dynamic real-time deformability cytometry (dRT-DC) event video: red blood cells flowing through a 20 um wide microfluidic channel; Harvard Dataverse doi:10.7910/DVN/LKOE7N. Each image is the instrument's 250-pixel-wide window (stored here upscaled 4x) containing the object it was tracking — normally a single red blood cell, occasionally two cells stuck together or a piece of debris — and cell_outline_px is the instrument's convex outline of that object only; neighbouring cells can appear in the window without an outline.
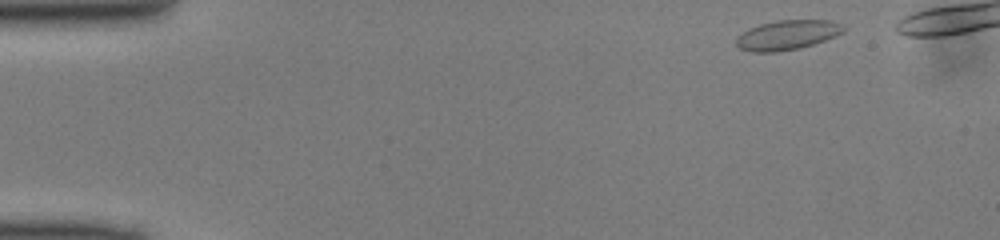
{"species": "common noctule bat (a hibernating species)", "species_latin": "Nyctalus noctula", "temperature_condition": "cold", "stored_images_in_passage": 40, "camera_frame_rate_fps": 3000, "um_per_image_px": 0.085, "animal": {"sex": "male", "body_mass_g": 13.0, "forearm_length_mm": 53.1}, "frame": {"image": 1, "passage_image": 1, "time_ms": 0.0, "image_size_px": [1000, 240], "cell_outline_px": [[844, 32], [836, 36], [800, 48], [776, 52], [752, 52], [740, 48], [736, 44], [736, 36], [748, 28], [760, 24], [776, 20], [832, 20], [844, 24]], "centroid_in_image_um": [66.92, 2.96], "position_along_channel_um": 18.1, "area_um2": 18.67}}
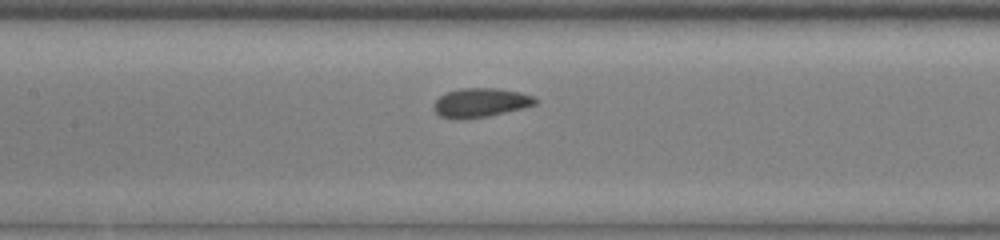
{"frame": {"image": 2, "passage_image": 19, "time_ms": 6.0, "image_size_px": [1000, 240], "cell_outline_px": [[536, 104], [524, 108], [488, 116], [460, 120], [456, 120], [440, 116], [432, 108], [432, 104], [440, 96], [448, 92], [460, 88], [496, 88], [520, 92], [532, 96], [536, 100]], "centroid_in_image_um": [40.81, 8.74], "position_along_channel_um": 166.6, "area_um2": 17.28}}
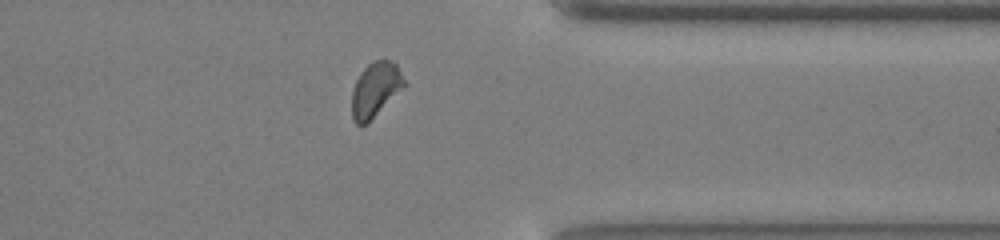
{"frame": {"image": 3, "passage_image": 35, "time_ms": 11.333, "image_size_px": [1000, 240], "cell_outline_px": [[408, 84], [404, 88], [364, 124], [356, 124], [352, 120], [352, 92], [356, 80], [360, 72], [372, 60], [384, 56], [396, 64]], "centroid_in_image_um": [31.93, 7.53], "position_along_channel_um": 379.5, "area_um2": 16.76}}